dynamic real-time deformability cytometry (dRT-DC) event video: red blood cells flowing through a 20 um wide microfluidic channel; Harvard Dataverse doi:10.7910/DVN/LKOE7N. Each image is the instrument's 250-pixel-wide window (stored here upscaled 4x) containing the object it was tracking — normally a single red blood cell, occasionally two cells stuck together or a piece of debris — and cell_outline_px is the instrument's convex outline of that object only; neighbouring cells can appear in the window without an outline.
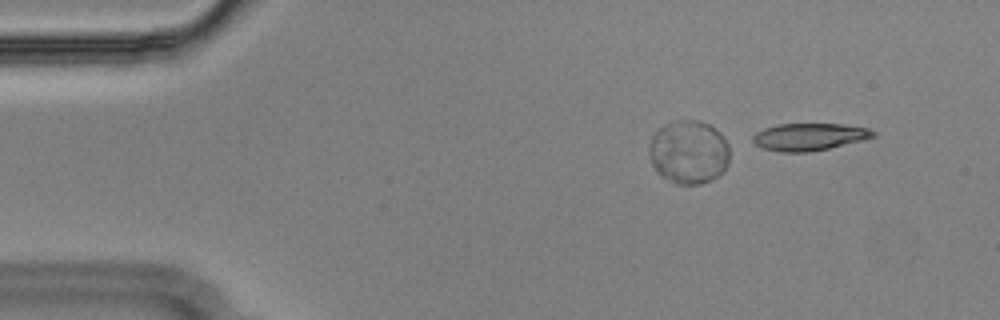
{"species": "Egyptian fruit bat (a non-hibernating species)", "species_latin": "Rousettus aegyptiacus", "temperature_condition": "cold", "stored_images_in_passage": 48, "camera_frame_rate_fps": 3000, "um_per_image_px": 0.085, "animal": {"sex": "male"}, "frame": {"image": 1, "passage_image": 1, "time_ms": 0.0, "image_size_px": [1000, 320], "cell_outline_px": [[876, 136], [864, 140], [828, 148], [808, 152], [780, 152], [764, 148], [756, 144], [752, 140], [752, 136], [756, 132], [764, 128], [780, 124], [844, 124], [868, 128], [876, 132]], "centroid_in_image_um": [68.81, 11.62], "position_along_channel_um": 16.2, "area_um2": 19.07}}
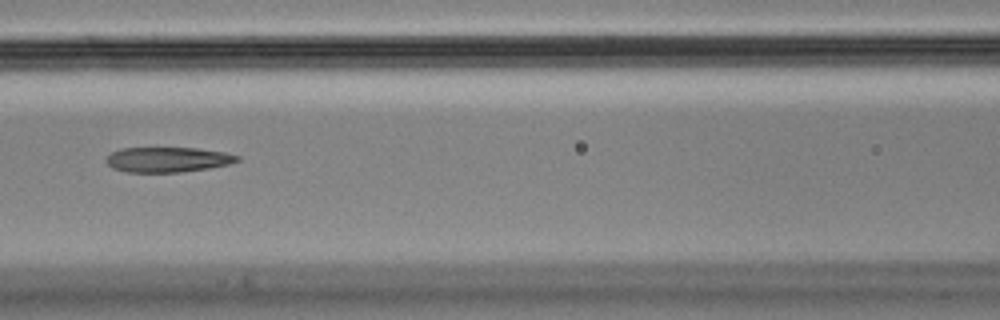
{"frame": {"image": 2, "passage_image": 20, "time_ms": 6.333, "image_size_px": [1000, 320], "cell_outline_px": [[240, 160], [228, 164], [208, 168], [180, 172], [128, 172], [112, 168], [104, 160], [112, 152], [120, 148], [196, 148], [224, 152], [240, 156]], "centroid_in_image_um": [14.24, 13.56], "position_along_channel_um": 152.4, "area_um2": 19.07}}
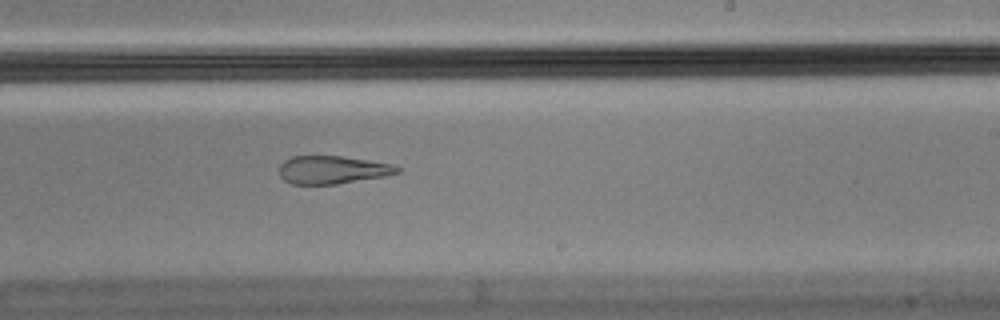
{"frame": {"image": 3, "passage_image": 29, "time_ms": 9.333, "image_size_px": [1000, 320], "cell_outline_px": [[400, 172], [384, 176], [336, 184], [292, 184], [284, 180], [280, 176], [280, 164], [284, 160], [292, 156], [340, 156], [392, 164], [400, 168]], "centroid_in_image_um": [28.22, 14.43], "position_along_channel_um": 260.8, "area_um2": 19.07}, "authors_computed_cell_mechanics": {"area_um2": 20.808, "velocity_mm_per_s": 3.6289, "shape_relaxation_time_tau1_ms": null, "shape_relaxation_time_tau2_ms": 3.8761, "deformation_change_tau1": null, "deformation_change_tau2": 0.1507}}